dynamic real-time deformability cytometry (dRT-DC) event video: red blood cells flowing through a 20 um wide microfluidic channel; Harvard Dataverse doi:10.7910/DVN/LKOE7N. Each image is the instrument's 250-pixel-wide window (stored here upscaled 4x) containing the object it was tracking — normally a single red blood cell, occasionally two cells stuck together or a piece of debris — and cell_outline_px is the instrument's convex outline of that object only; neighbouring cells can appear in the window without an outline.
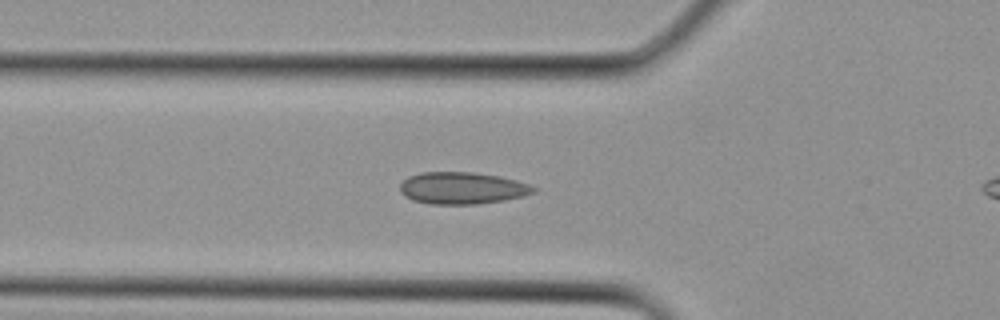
{"species": "Egyptian fruit bat (a non-hibernating species)", "species_latin": "Rousettus aegyptiacus", "temperature_condition": "cold", "stored_images_in_passage": 21, "camera_frame_rate_fps": 3000, "um_per_image_px": 0.085, "animal": {"sex": "female"}, "frame": {"image": 1, "passage_image": 11, "time_ms": 3.333, "image_size_px": [1000, 320], "cell_outline_px": [[536, 192], [524, 196], [504, 200], [476, 204], [428, 204], [412, 200], [404, 196], [400, 192], [400, 184], [408, 176], [420, 172], [472, 172], [500, 176], [516, 180], [528, 184], [536, 188]], "centroid_in_image_um": [39.27, 15.99], "position_along_channel_um": 86.5, "area_um2": 25.03}}
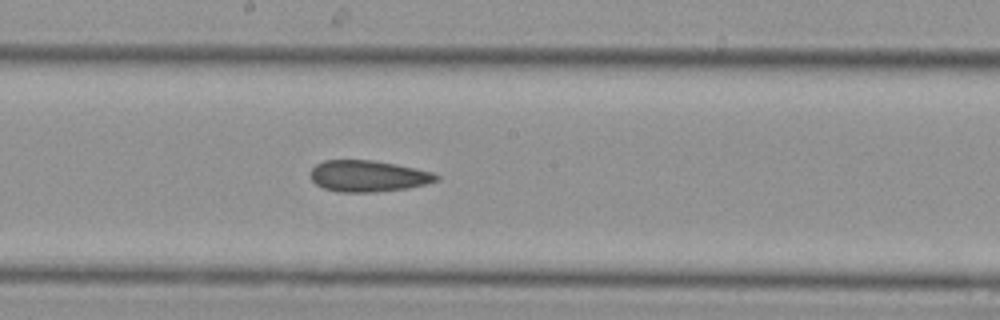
{"frame": {"image": 2, "passage_image": 17, "time_ms": 5.333, "image_size_px": [1000, 320], "cell_outline_px": [[440, 180], [428, 184], [408, 188], [372, 192], [340, 192], [324, 188], [316, 184], [308, 176], [312, 168], [316, 164], [324, 160], [372, 160], [396, 164], [432, 172], [440, 176]], "centroid_in_image_um": [31.29, 14.96], "position_along_channel_um": 216.9, "area_um2": 23.12}}
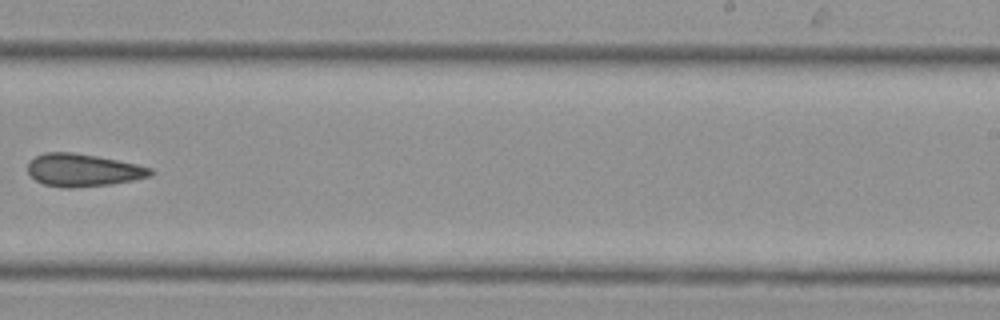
{"frame": {"image": 3, "passage_image": 20, "time_ms": 6.333, "image_size_px": [1000, 320], "cell_outline_px": [[156, 172], [152, 176], [112, 184], [72, 188], [64, 188], [44, 184], [36, 180], [28, 172], [28, 164], [36, 156], [44, 152], [72, 152], [96, 156], [136, 164], [152, 168]], "centroid_in_image_um": [7.08, 14.47], "position_along_channel_um": 281.9, "area_um2": 23.29}}